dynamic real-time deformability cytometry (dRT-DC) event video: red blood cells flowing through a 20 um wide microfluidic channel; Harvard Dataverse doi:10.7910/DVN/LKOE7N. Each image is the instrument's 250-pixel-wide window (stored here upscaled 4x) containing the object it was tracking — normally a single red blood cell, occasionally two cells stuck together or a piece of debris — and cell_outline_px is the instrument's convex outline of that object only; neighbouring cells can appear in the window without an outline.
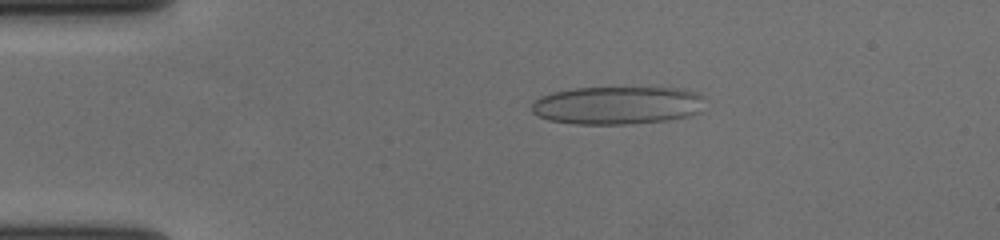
{"species": "human", "species_latin": "Homo sapiens", "temperature_condition": "cold", "stored_images_in_passage": 58, "camera_frame_rate_fps": 3000, "um_per_image_px": 0.085, "donor": {"sex": "female"}, "frame": {"image": 1, "passage_image": 12, "time_ms": 3.667, "image_size_px": [1000, 240], "cell_outline_px": [[704, 96], [700, 112], [688, 116], [668, 120], [624, 124], [576, 124], [548, 120], [536, 116], [532, 112], [532, 104], [540, 96], [552, 92], [576, 88], [684, 88], [696, 92]], "centroid_in_image_um": [52.47, 8.95], "position_along_channel_um": 32.5, "area_um2": 38.49}}
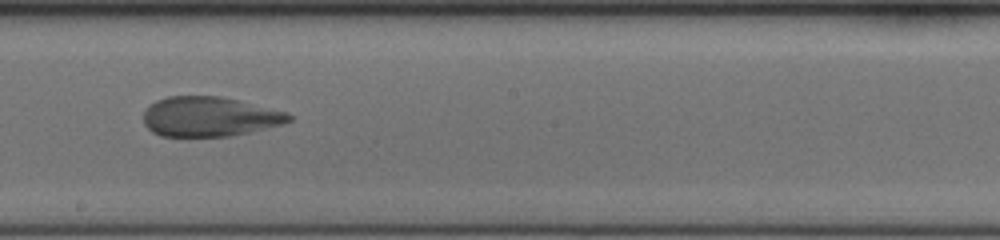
{"frame": {"image": 2, "passage_image": 33, "time_ms": 10.667, "image_size_px": [1000, 240], "cell_outline_px": [[292, 120], [284, 124], [248, 132], [228, 136], [160, 136], [152, 132], [144, 124], [144, 108], [156, 100], [168, 96], [220, 96], [288, 112], [292, 116]], "centroid_in_image_um": [17.79, 9.91], "position_along_channel_um": 230.4, "area_um2": 33.7}}
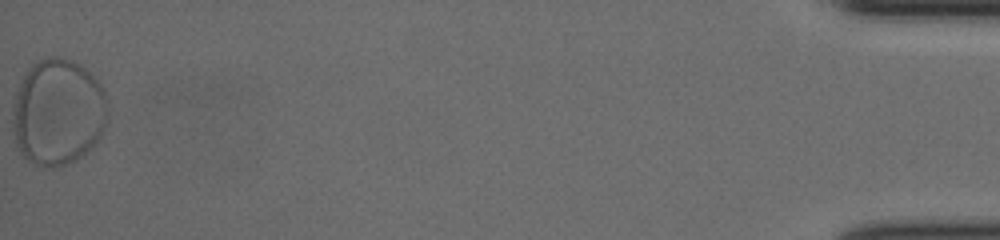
{"frame": {"image": 3, "passage_image": 58, "time_ms": 19.0, "image_size_px": [1000, 240], "cell_outline_px": [[108, 124], [92, 148], [76, 160], [52, 168], [44, 168], [28, 160], [16, 148], [12, 128], [12, 104], [20, 80], [24, 72], [32, 64], [48, 56], [60, 56], [72, 60], [80, 64], [100, 80], [108, 96]], "centroid_in_image_um": [4.94, 9.51], "position_along_channel_um": 430.3, "area_um2": 60.63}}